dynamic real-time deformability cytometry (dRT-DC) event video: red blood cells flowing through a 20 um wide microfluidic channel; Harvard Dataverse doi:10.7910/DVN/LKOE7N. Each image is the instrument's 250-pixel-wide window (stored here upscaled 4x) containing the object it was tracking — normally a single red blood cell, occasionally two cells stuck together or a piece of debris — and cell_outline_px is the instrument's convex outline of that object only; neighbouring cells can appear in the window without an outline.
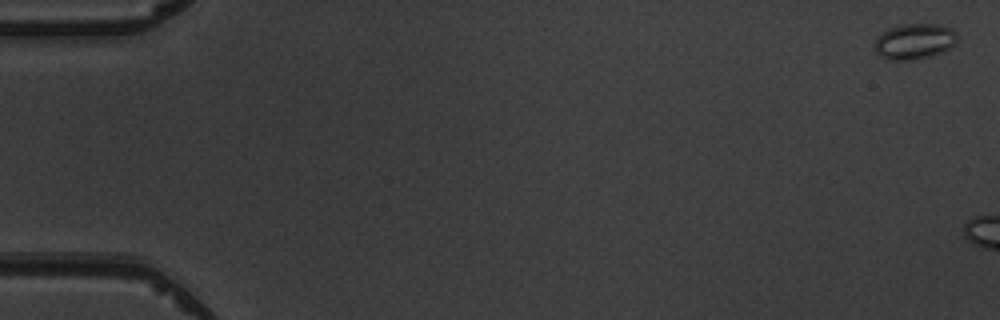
{"species": "common noctule bat (a hibernating species)", "species_latin": "Nyctalus noctula", "temperature_condition": "warm", "stored_images_in_passage": 5, "camera_frame_rate_fps": 3000, "um_per_image_px": 0.085, "animal": {"sex": "male", "body_mass_g": 19.5, "forearm_length_mm": 54.6}, "frame": {"image": 1, "passage_image": 1, "time_ms": 0.0, "image_size_px": [1000, 320], "cell_outline_px": [[956, 40], [948, 48], [932, 56], [908, 60], [888, 60], [880, 56], [872, 48], [876, 36], [888, 28], [900, 24], [940, 24], [952, 28], [956, 32]], "centroid_in_image_um": [77.65, 3.5], "position_along_channel_um": 7.3, "area_um2": 17.34}}